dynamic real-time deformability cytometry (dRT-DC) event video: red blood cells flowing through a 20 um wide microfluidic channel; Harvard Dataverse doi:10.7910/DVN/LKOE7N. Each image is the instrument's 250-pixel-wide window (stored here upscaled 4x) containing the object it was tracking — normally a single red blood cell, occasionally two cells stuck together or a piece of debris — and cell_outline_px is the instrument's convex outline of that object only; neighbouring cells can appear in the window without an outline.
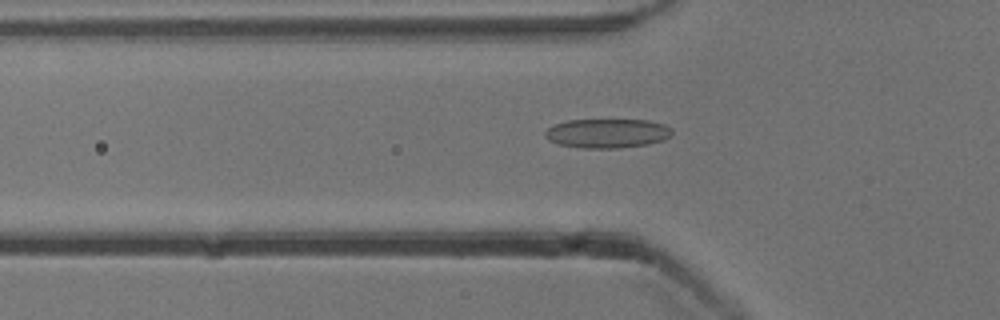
{"species": "common noctule bat (a hibernating species)", "species_latin": "Nyctalus noctula", "temperature_condition": "cold", "stored_images_in_passage": 47, "camera_frame_rate_fps": 3000, "um_per_image_px": 0.085, "animal": {"sex": "male", "body_mass_g": 13.3}, "frame": {"image": 1, "passage_image": 18, "time_ms": 5.667, "image_size_px": [1000, 320], "cell_outline_px": [[672, 132], [664, 140], [648, 144], [620, 148], [584, 148], [560, 144], [548, 140], [544, 136], [544, 132], [548, 128], [556, 124], [568, 120], [648, 120], [664, 124], [672, 128]], "centroid_in_image_um": [51.62, 11.33], "position_along_channel_um": 74.2, "area_um2": 21.56}}
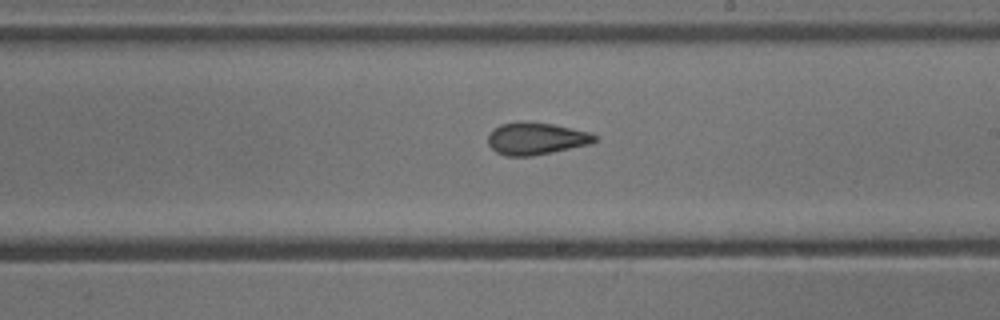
{"frame": {"image": 2, "passage_image": 31, "time_ms": 10.0, "image_size_px": [1000, 320], "cell_outline_px": [[596, 140], [592, 144], [532, 156], [504, 156], [496, 152], [488, 144], [488, 132], [492, 128], [500, 124], [520, 120], [552, 124], [588, 132], [596, 136]], "centroid_in_image_um": [45.51, 11.77], "position_along_channel_um": 243.5, "area_um2": 20.23}}
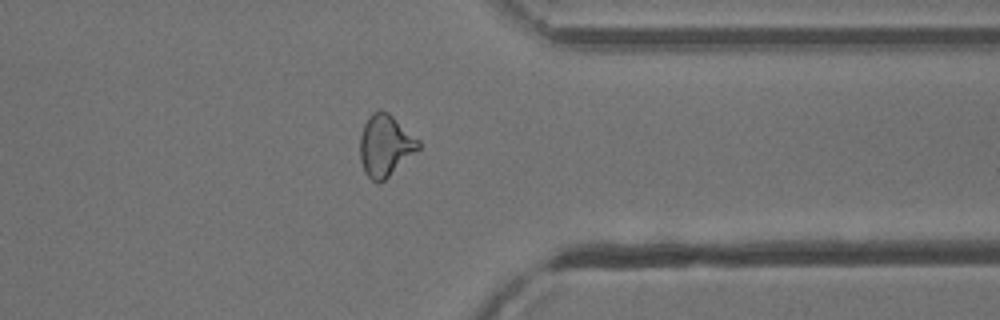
{"frame": {"image": 3, "passage_image": 42, "time_ms": 13.667, "image_size_px": [1000, 320], "cell_outline_px": [[420, 148], [380, 184], [376, 184], [364, 172], [360, 160], [360, 136], [364, 124], [368, 116], [372, 112], [380, 108], [388, 112], [420, 140]], "centroid_in_image_um": [32.73, 12.36], "position_along_channel_um": 378.7, "area_um2": 21.15}, "authors_computed_cell_mechanics": {"area_um2": 20.4034, "velocity_mm_per_s": 3.8744, "shape_relaxation_time_tau1_ms": 7.7017, "shape_relaxation_time_tau2_ms": 2.133, "deformation_change_tau1": 0.1791, "deformation_change_tau2": 0.0891}}